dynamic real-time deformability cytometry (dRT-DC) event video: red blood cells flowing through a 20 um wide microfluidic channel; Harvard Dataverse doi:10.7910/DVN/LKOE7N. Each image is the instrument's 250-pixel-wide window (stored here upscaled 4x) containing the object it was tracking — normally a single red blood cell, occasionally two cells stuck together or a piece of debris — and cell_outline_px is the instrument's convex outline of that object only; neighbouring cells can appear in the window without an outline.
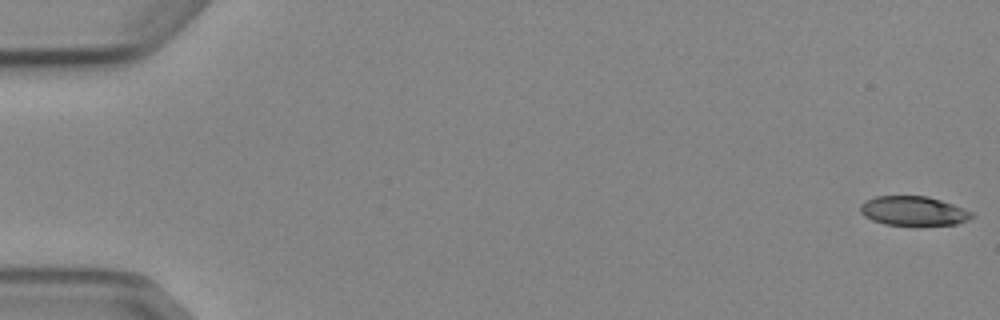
{"species": "Egyptian fruit bat (a non-hibernating species)", "species_latin": "Rousettus aegyptiacus", "temperature_condition": "cold", "stored_images_in_passage": 6, "camera_frame_rate_fps": 3000, "um_per_image_px": 0.085, "animal": {"sex": "female"}, "frame": {"image": 1, "passage_image": 1, "time_ms": 0.0, "image_size_px": [1000, 320], "cell_outline_px": [[976, 216], [968, 220], [956, 224], [916, 228], [884, 224], [872, 220], [864, 216], [860, 212], [860, 204], [864, 200], [876, 196], [928, 196], [952, 204], [972, 212]], "centroid_in_image_um": [77.64, 17.98], "position_along_channel_um": 7.4, "area_um2": 19.88}}
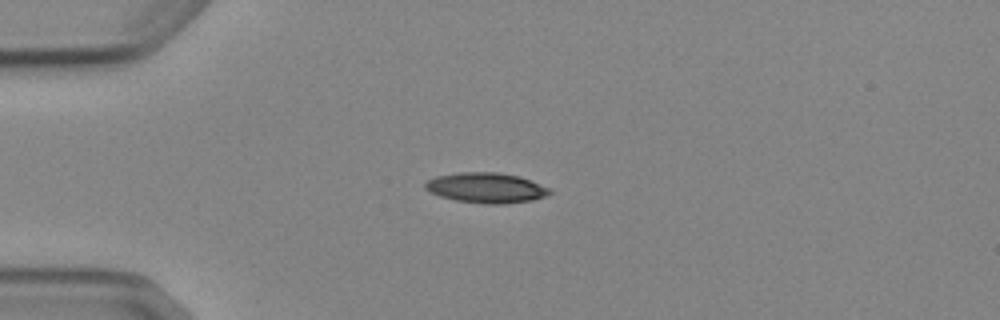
{"frame": {"image": 2, "passage_image": 4, "time_ms": 4.333, "image_size_px": [1000, 320], "cell_outline_px": [[552, 192], [544, 196], [532, 200], [504, 204], [488, 204], [456, 200], [440, 196], [424, 188], [424, 184], [428, 180], [436, 176], [456, 172], [496, 172], [520, 176], [552, 188]], "centroid_in_image_um": [41.35, 15.95], "position_along_channel_um": 43.7, "area_um2": 21.96}}
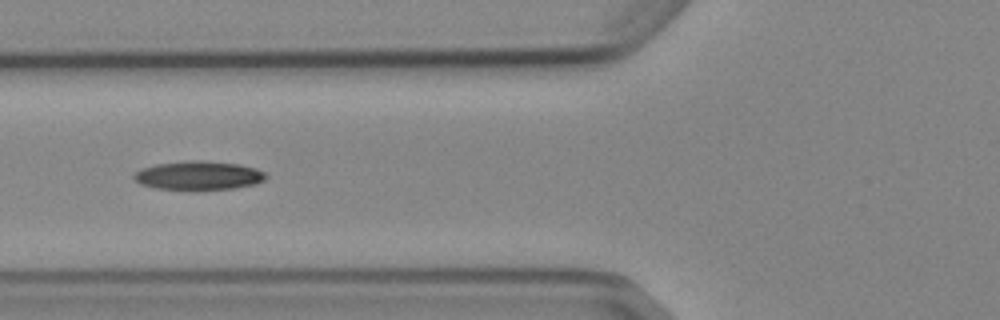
{"frame": {"image": 3, "passage_image": 6, "time_ms": 6.667, "image_size_px": [1000, 320], "cell_outline_px": [[268, 176], [264, 180], [256, 184], [236, 188], [196, 192], [156, 188], [140, 184], [132, 176], [140, 168], [156, 164], [196, 160], [200, 160], [240, 164], [256, 168], [264, 172]], "centroid_in_image_um": [16.89, 14.95], "position_along_channel_um": 108.9, "area_um2": 22.83}}